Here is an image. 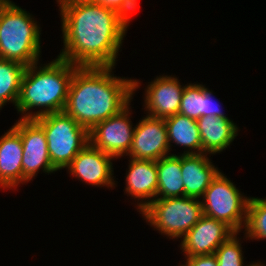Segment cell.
<instances>
[{"label": "cell", "instance_id": "cell-1", "mask_svg": "<svg viewBox=\"0 0 266 266\" xmlns=\"http://www.w3.org/2000/svg\"><path fill=\"white\" fill-rule=\"evenodd\" d=\"M57 4L63 39L57 56L77 66L115 67L129 22L94 1Z\"/></svg>", "mask_w": 266, "mask_h": 266}, {"label": "cell", "instance_id": "cell-2", "mask_svg": "<svg viewBox=\"0 0 266 266\" xmlns=\"http://www.w3.org/2000/svg\"><path fill=\"white\" fill-rule=\"evenodd\" d=\"M113 66H79L72 76L64 112L90 131L133 100L138 79L114 75Z\"/></svg>", "mask_w": 266, "mask_h": 266}, {"label": "cell", "instance_id": "cell-3", "mask_svg": "<svg viewBox=\"0 0 266 266\" xmlns=\"http://www.w3.org/2000/svg\"><path fill=\"white\" fill-rule=\"evenodd\" d=\"M78 67L58 56L49 63L37 62L26 67L15 107L21 114L20 119H36L63 111L72 76ZM35 109L38 110L33 112Z\"/></svg>", "mask_w": 266, "mask_h": 266}, {"label": "cell", "instance_id": "cell-4", "mask_svg": "<svg viewBox=\"0 0 266 266\" xmlns=\"http://www.w3.org/2000/svg\"><path fill=\"white\" fill-rule=\"evenodd\" d=\"M36 18L9 1L0 12V58L28 67L40 62L41 27Z\"/></svg>", "mask_w": 266, "mask_h": 266}, {"label": "cell", "instance_id": "cell-5", "mask_svg": "<svg viewBox=\"0 0 266 266\" xmlns=\"http://www.w3.org/2000/svg\"><path fill=\"white\" fill-rule=\"evenodd\" d=\"M139 214L159 234L172 240H181L204 215L201 200L187 196L156 198Z\"/></svg>", "mask_w": 266, "mask_h": 266}, {"label": "cell", "instance_id": "cell-6", "mask_svg": "<svg viewBox=\"0 0 266 266\" xmlns=\"http://www.w3.org/2000/svg\"><path fill=\"white\" fill-rule=\"evenodd\" d=\"M44 130L52 165L65 169L77 154L89 144V131L64 111L34 119Z\"/></svg>", "mask_w": 266, "mask_h": 266}, {"label": "cell", "instance_id": "cell-7", "mask_svg": "<svg viewBox=\"0 0 266 266\" xmlns=\"http://www.w3.org/2000/svg\"><path fill=\"white\" fill-rule=\"evenodd\" d=\"M203 214L224 222L234 232L244 230L250 197L220 170L201 198Z\"/></svg>", "mask_w": 266, "mask_h": 266}, {"label": "cell", "instance_id": "cell-8", "mask_svg": "<svg viewBox=\"0 0 266 266\" xmlns=\"http://www.w3.org/2000/svg\"><path fill=\"white\" fill-rule=\"evenodd\" d=\"M131 102L118 114L96 124L89 131V143L104 153L119 159L127 156L132 146L134 128Z\"/></svg>", "mask_w": 266, "mask_h": 266}, {"label": "cell", "instance_id": "cell-9", "mask_svg": "<svg viewBox=\"0 0 266 266\" xmlns=\"http://www.w3.org/2000/svg\"><path fill=\"white\" fill-rule=\"evenodd\" d=\"M12 127L22 140V184L33 181L40 169L48 175L58 171L50 161L46 134L34 119H18Z\"/></svg>", "mask_w": 266, "mask_h": 266}, {"label": "cell", "instance_id": "cell-10", "mask_svg": "<svg viewBox=\"0 0 266 266\" xmlns=\"http://www.w3.org/2000/svg\"><path fill=\"white\" fill-rule=\"evenodd\" d=\"M114 157L94 148L90 143L86 145L66 167L68 174L82 183L109 189L117 187L114 179Z\"/></svg>", "mask_w": 266, "mask_h": 266}, {"label": "cell", "instance_id": "cell-11", "mask_svg": "<svg viewBox=\"0 0 266 266\" xmlns=\"http://www.w3.org/2000/svg\"><path fill=\"white\" fill-rule=\"evenodd\" d=\"M169 155L173 153L170 152L165 120L144 115L135 125L127 158L157 161Z\"/></svg>", "mask_w": 266, "mask_h": 266}, {"label": "cell", "instance_id": "cell-12", "mask_svg": "<svg viewBox=\"0 0 266 266\" xmlns=\"http://www.w3.org/2000/svg\"><path fill=\"white\" fill-rule=\"evenodd\" d=\"M178 78L162 74L148 82L143 95L146 115L165 119L179 113L182 93L187 84L181 85Z\"/></svg>", "mask_w": 266, "mask_h": 266}, {"label": "cell", "instance_id": "cell-13", "mask_svg": "<svg viewBox=\"0 0 266 266\" xmlns=\"http://www.w3.org/2000/svg\"><path fill=\"white\" fill-rule=\"evenodd\" d=\"M234 233L224 222L203 215L182 237L179 247L185 257L211 255Z\"/></svg>", "mask_w": 266, "mask_h": 266}, {"label": "cell", "instance_id": "cell-14", "mask_svg": "<svg viewBox=\"0 0 266 266\" xmlns=\"http://www.w3.org/2000/svg\"><path fill=\"white\" fill-rule=\"evenodd\" d=\"M125 176L124 194L134 199L140 213L157 198L158 173L156 161L130 158Z\"/></svg>", "mask_w": 266, "mask_h": 266}, {"label": "cell", "instance_id": "cell-15", "mask_svg": "<svg viewBox=\"0 0 266 266\" xmlns=\"http://www.w3.org/2000/svg\"><path fill=\"white\" fill-rule=\"evenodd\" d=\"M209 155L207 153L181 154L184 196L201 200L211 181L220 172L209 159L211 157Z\"/></svg>", "mask_w": 266, "mask_h": 266}, {"label": "cell", "instance_id": "cell-16", "mask_svg": "<svg viewBox=\"0 0 266 266\" xmlns=\"http://www.w3.org/2000/svg\"><path fill=\"white\" fill-rule=\"evenodd\" d=\"M23 146L20 134L11 127L0 137V188L16 191L22 184Z\"/></svg>", "mask_w": 266, "mask_h": 266}, {"label": "cell", "instance_id": "cell-17", "mask_svg": "<svg viewBox=\"0 0 266 266\" xmlns=\"http://www.w3.org/2000/svg\"><path fill=\"white\" fill-rule=\"evenodd\" d=\"M202 153L215 155L228 149L238 136L239 127L230 118L202 116L197 120Z\"/></svg>", "mask_w": 266, "mask_h": 266}, {"label": "cell", "instance_id": "cell-18", "mask_svg": "<svg viewBox=\"0 0 266 266\" xmlns=\"http://www.w3.org/2000/svg\"><path fill=\"white\" fill-rule=\"evenodd\" d=\"M168 143L170 151L172 144L184 148L183 155L202 153V141L198 129L197 120L191 119L180 113L165 118Z\"/></svg>", "mask_w": 266, "mask_h": 266}, {"label": "cell", "instance_id": "cell-19", "mask_svg": "<svg viewBox=\"0 0 266 266\" xmlns=\"http://www.w3.org/2000/svg\"><path fill=\"white\" fill-rule=\"evenodd\" d=\"M158 173L157 198L184 196L181 155L173 154L156 161Z\"/></svg>", "mask_w": 266, "mask_h": 266}, {"label": "cell", "instance_id": "cell-20", "mask_svg": "<svg viewBox=\"0 0 266 266\" xmlns=\"http://www.w3.org/2000/svg\"><path fill=\"white\" fill-rule=\"evenodd\" d=\"M25 70L19 62L0 58V110L8 102L16 107Z\"/></svg>", "mask_w": 266, "mask_h": 266}, {"label": "cell", "instance_id": "cell-21", "mask_svg": "<svg viewBox=\"0 0 266 266\" xmlns=\"http://www.w3.org/2000/svg\"><path fill=\"white\" fill-rule=\"evenodd\" d=\"M244 229L246 240L266 239V197H250Z\"/></svg>", "mask_w": 266, "mask_h": 266}, {"label": "cell", "instance_id": "cell-22", "mask_svg": "<svg viewBox=\"0 0 266 266\" xmlns=\"http://www.w3.org/2000/svg\"><path fill=\"white\" fill-rule=\"evenodd\" d=\"M179 113L198 120L204 116V85L187 83L181 97Z\"/></svg>", "mask_w": 266, "mask_h": 266}, {"label": "cell", "instance_id": "cell-23", "mask_svg": "<svg viewBox=\"0 0 266 266\" xmlns=\"http://www.w3.org/2000/svg\"><path fill=\"white\" fill-rule=\"evenodd\" d=\"M239 234L235 232L216 249L214 255L217 258L218 266H245L241 238H237ZM249 263L246 266H253L256 262Z\"/></svg>", "mask_w": 266, "mask_h": 266}, {"label": "cell", "instance_id": "cell-24", "mask_svg": "<svg viewBox=\"0 0 266 266\" xmlns=\"http://www.w3.org/2000/svg\"><path fill=\"white\" fill-rule=\"evenodd\" d=\"M94 2L118 12L129 23L132 21L131 18L136 13L134 11L139 8L138 0H94Z\"/></svg>", "mask_w": 266, "mask_h": 266}, {"label": "cell", "instance_id": "cell-25", "mask_svg": "<svg viewBox=\"0 0 266 266\" xmlns=\"http://www.w3.org/2000/svg\"><path fill=\"white\" fill-rule=\"evenodd\" d=\"M221 104L216 100L213 91L204 85V116L229 118L222 110Z\"/></svg>", "mask_w": 266, "mask_h": 266}, {"label": "cell", "instance_id": "cell-26", "mask_svg": "<svg viewBox=\"0 0 266 266\" xmlns=\"http://www.w3.org/2000/svg\"><path fill=\"white\" fill-rule=\"evenodd\" d=\"M186 259L185 266H218L217 258L211 255H196L184 257Z\"/></svg>", "mask_w": 266, "mask_h": 266}, {"label": "cell", "instance_id": "cell-27", "mask_svg": "<svg viewBox=\"0 0 266 266\" xmlns=\"http://www.w3.org/2000/svg\"><path fill=\"white\" fill-rule=\"evenodd\" d=\"M85 1H94V0H56L57 3H73V2H85Z\"/></svg>", "mask_w": 266, "mask_h": 266}, {"label": "cell", "instance_id": "cell-28", "mask_svg": "<svg viewBox=\"0 0 266 266\" xmlns=\"http://www.w3.org/2000/svg\"><path fill=\"white\" fill-rule=\"evenodd\" d=\"M10 0H0V12Z\"/></svg>", "mask_w": 266, "mask_h": 266}, {"label": "cell", "instance_id": "cell-29", "mask_svg": "<svg viewBox=\"0 0 266 266\" xmlns=\"http://www.w3.org/2000/svg\"><path fill=\"white\" fill-rule=\"evenodd\" d=\"M253 266H263L259 261H257Z\"/></svg>", "mask_w": 266, "mask_h": 266}]
</instances>
